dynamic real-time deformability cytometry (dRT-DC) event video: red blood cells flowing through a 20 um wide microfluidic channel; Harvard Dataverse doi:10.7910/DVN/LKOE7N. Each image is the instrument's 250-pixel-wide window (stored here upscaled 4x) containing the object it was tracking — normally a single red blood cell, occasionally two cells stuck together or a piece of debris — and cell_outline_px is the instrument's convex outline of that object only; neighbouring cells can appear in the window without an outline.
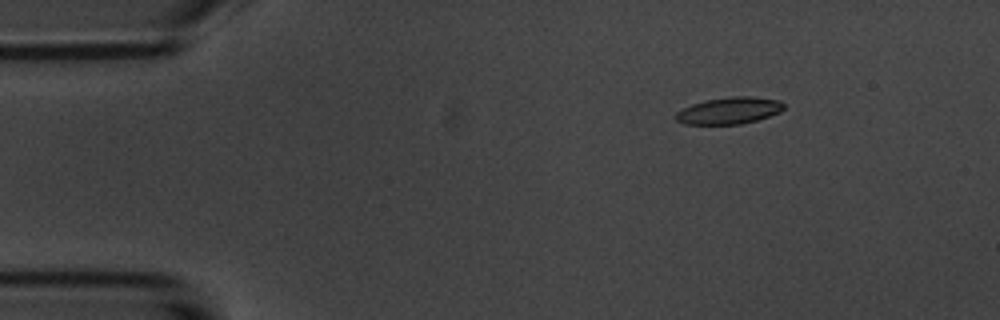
{"species": "common noctule bat (a hibernating species)", "species_latin": "Nyctalus noctula", "temperature_condition": "room temperature", "stored_images_in_passage": 3, "camera_frame_rate_fps": 3000, "um_per_image_px": 0.085, "animal": {"sex": "male", "body_mass_g": 20.1, "forearm_length_mm": 53.5}, "frame": {"image": 1, "passage_image": 1, "time_ms": 0.0, "image_size_px": [1000, 320], "cell_outline_px": [[784, 108], [780, 112], [756, 120], [740, 124], [684, 124], [676, 120], [672, 116], [676, 112], [692, 104], [708, 100], [732, 96], [752, 96], [780, 100], [784, 104]], "centroid_in_image_um": [61.97, 9.4], "position_along_channel_um": 23.0, "area_um2": 16.82}}